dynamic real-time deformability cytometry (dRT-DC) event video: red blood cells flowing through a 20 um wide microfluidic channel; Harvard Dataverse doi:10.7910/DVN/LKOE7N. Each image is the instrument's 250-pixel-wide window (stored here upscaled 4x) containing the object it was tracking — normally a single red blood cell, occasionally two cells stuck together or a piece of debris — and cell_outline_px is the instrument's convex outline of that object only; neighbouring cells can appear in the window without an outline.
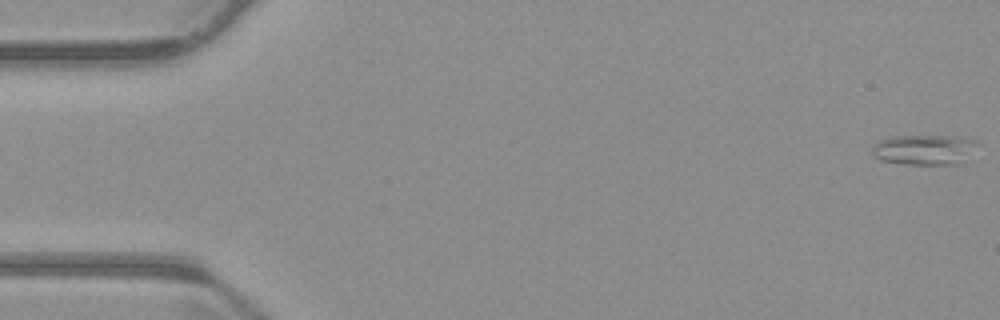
{"species": "common noctule bat (a hibernating species)", "species_latin": "Nyctalus noctula", "temperature_condition": "warm", "stored_images_in_passage": 55, "camera_frame_rate_fps": 3000, "um_per_image_px": 0.085, "animal": {"sex": "male", "body_mass_g": 23.1, "forearm_length_mm": 52.7}, "frame": {"image": 1, "passage_image": 1, "time_ms": 0.0, "image_size_px": [1000, 320], "cell_outline_px": [[980, 144], [964, 164], [904, 164], [880, 160], [872, 156], [872, 148], [880, 140], [892, 136], [952, 136], [976, 140]], "centroid_in_image_um": [78.63, 12.73], "position_along_channel_um": 6.4, "area_um2": 18.84}}
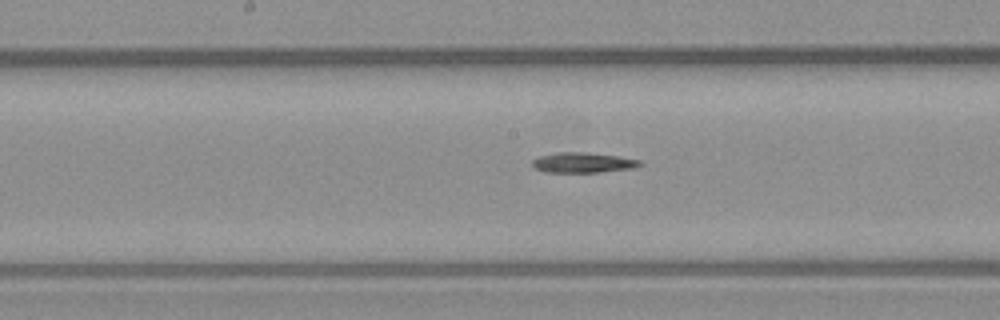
{"frame": {"image": 2, "passage_image": 28, "time_ms": 9.0, "image_size_px": [1000, 320], "cell_outline_px": [[644, 164], [636, 168], [600, 172], [544, 172], [536, 168], [532, 164], [532, 160], [540, 156], [560, 152], [580, 152], [616, 156], [640, 160]], "centroid_in_image_um": [49.58, 13.83], "position_along_channel_um": 198.6, "area_um2": 12.54}}
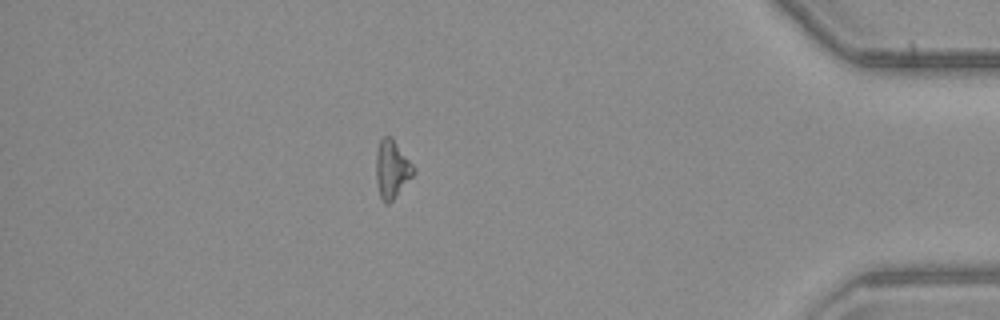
{"frame": {"image": 3, "passage_image": 48, "time_ms": 15.667, "image_size_px": [1000, 320], "cell_outline_px": [[416, 172], [392, 200], [388, 204], [384, 204], [380, 196], [376, 180], [376, 152], [380, 140], [384, 136], [392, 136], [416, 168]], "centroid_in_image_um": [33.32, 14.35], "position_along_channel_um": 401.9, "area_um2": 12.77}, "authors_computed_cell_mechanics": {"area_um2": 13.005, "velocity_mm_per_s": 3.7666, "shape_relaxation_time_tau1_ms": 7.3763, "shape_relaxation_time_tau2_ms": null, "deformation_change_tau1": 0.2044, "deformation_change_tau2": null}}